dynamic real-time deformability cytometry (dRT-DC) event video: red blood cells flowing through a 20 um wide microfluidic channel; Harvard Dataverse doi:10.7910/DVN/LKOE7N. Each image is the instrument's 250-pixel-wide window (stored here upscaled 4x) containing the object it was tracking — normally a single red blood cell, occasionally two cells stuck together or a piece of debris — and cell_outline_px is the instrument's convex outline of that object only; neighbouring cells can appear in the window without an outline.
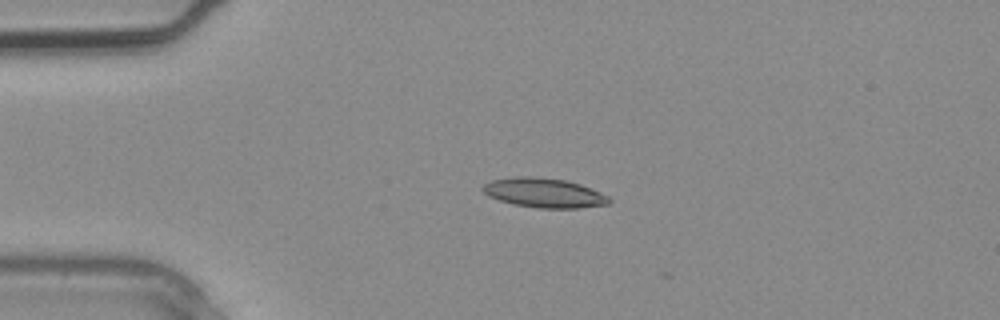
{"species": "common noctule bat (a hibernating species)", "species_latin": "Nyctalus noctula", "temperature_condition": "warm", "stored_images_in_passage": 1, "camera_frame_rate_fps": 3000, "um_per_image_px": 0.085, "animal": {"sex": "male", "body_mass_g": 20.4}, "frame": {"image": 1, "passage_image": 1, "time_ms": 0.0, "image_size_px": [1000, 320], "cell_outline_px": [[612, 200], [608, 204], [580, 208], [536, 208], [516, 204], [500, 200], [488, 196], [480, 188], [484, 184], [492, 180], [516, 176], [532, 176], [564, 180], [580, 184], [600, 192], [608, 196]], "centroid_in_image_um": [46.24, 16.39], "position_along_channel_um": 38.8, "area_um2": 21.62}}